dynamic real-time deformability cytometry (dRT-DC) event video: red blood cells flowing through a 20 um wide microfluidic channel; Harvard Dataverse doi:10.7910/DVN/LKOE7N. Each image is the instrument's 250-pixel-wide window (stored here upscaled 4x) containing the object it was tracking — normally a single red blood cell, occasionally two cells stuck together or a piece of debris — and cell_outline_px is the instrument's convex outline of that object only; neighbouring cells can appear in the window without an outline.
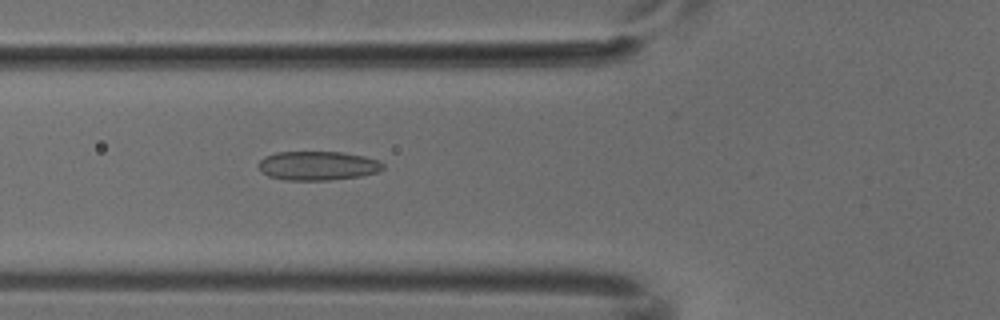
{"species": "common noctule bat (a hibernating species)", "species_latin": "Nyctalus noctula", "temperature_condition": "cold", "stored_images_in_passage": 6, "camera_frame_rate_fps": 3000, "um_per_image_px": 0.085, "animal": {"sex": "male", "body_mass_g": 18.8}, "frame": {"image": 1, "passage_image": 6, "time_ms": 1.667, "image_size_px": [1000, 320], "cell_outline_px": [[384, 168], [376, 172], [360, 176], [328, 180], [288, 180], [268, 176], [260, 172], [256, 164], [264, 156], [276, 152], [340, 152], [364, 156], [380, 160], [384, 164]], "centroid_in_image_um": [26.97, 14.08], "position_along_channel_um": 98.8, "area_um2": 21.21}}